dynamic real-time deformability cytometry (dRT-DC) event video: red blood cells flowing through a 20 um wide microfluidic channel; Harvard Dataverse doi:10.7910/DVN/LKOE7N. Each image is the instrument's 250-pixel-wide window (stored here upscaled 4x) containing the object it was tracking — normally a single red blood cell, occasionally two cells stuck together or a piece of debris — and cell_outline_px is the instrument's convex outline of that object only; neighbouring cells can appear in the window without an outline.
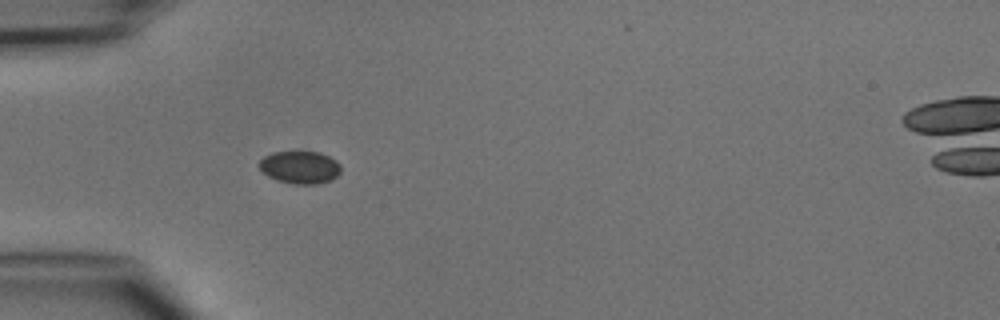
{"species": "common noctule bat (a hibernating species)", "species_latin": "Nyctalus noctula", "temperature_condition": "cold", "stored_images_in_passage": 6, "camera_frame_rate_fps": 3000, "um_per_image_px": 0.085, "animal": {"sex": "male", "body_mass_g": 15.6}, "frame": {"image": 1, "passage_image": 5, "time_ms": 4.667, "image_size_px": [1000, 320], "cell_outline_px": [[340, 172], [332, 180], [316, 184], [292, 184], [276, 180], [268, 176], [256, 164], [264, 156], [272, 152], [300, 148], [320, 152], [336, 160], [340, 164]], "centroid_in_image_um": [25.47, 14.16], "position_along_channel_um": 59.5, "area_um2": 16.3}}